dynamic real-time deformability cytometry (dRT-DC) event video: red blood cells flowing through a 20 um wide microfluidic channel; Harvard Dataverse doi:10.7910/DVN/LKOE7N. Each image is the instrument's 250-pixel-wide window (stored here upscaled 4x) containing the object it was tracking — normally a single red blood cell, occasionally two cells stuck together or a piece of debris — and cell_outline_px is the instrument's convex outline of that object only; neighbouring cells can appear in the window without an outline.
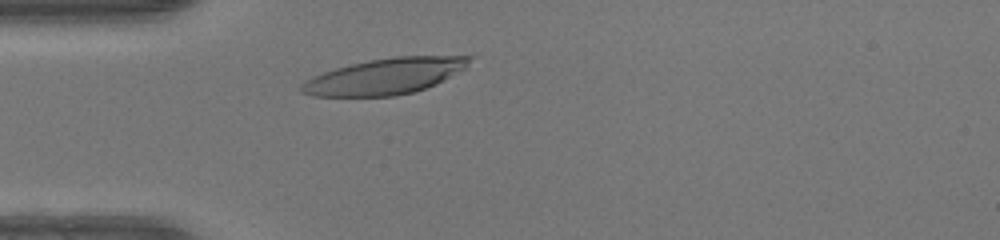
{"species": "human", "species_latin": "Homo sapiens", "temperature_condition": "warm", "stored_images_in_passage": 31, "camera_frame_rate_fps": 3000, "um_per_image_px": 0.085, "donor": {"sex": "female"}, "frame": {"image": 1, "passage_image": 5, "time_ms": 1.333, "image_size_px": [1000, 240], "cell_outline_px": [[472, 56], [464, 68], [436, 84], [412, 92], [396, 96], [312, 96], [300, 92], [300, 84], [312, 76], [336, 68], [368, 60], [396, 56]], "centroid_in_image_um": [32.66, 6.49], "position_along_channel_um": 52.3, "area_um2": 34.8}}
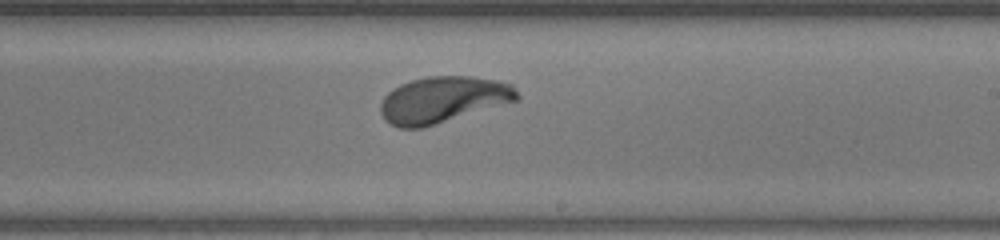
{"frame": {"image": 2, "passage_image": 20, "time_ms": 6.333, "image_size_px": [1000, 240], "cell_outline_px": [[520, 100], [436, 124], [420, 128], [400, 128], [384, 120], [380, 112], [380, 104], [384, 96], [392, 88], [400, 84], [412, 80], [428, 76], [472, 76], [496, 80], [512, 84], [516, 88], [520, 96]], "centroid_in_image_um": [37.67, 8.47], "position_along_channel_um": 251.3, "area_um2": 37.11}}
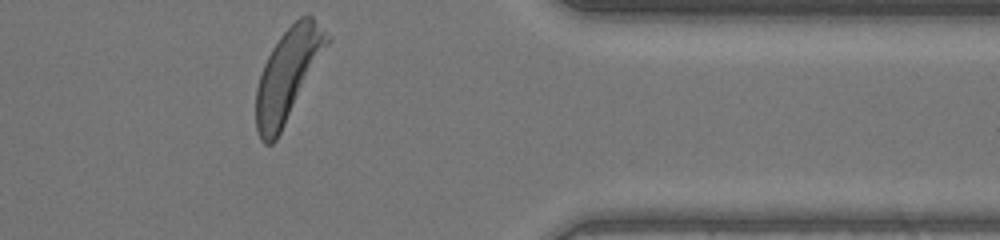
{"frame": {"image": 3, "passage_image": 31, "time_ms": 10.0, "image_size_px": [1000, 240], "cell_outline_px": [[332, 40], [276, 140], [272, 144], [264, 144], [260, 140], [256, 128], [256, 88], [264, 64], [272, 48], [280, 36], [300, 16], [308, 12], [332, 36]], "centroid_in_image_um": [24.5, 6.32], "position_along_channel_um": 386.9, "area_um2": 38.03}, "authors_computed_cell_mechanics": {"area_um2": 36.5296, "velocity_mm_per_s": 4.1917, "shape_relaxation_time_tau1_ms": 2.8027, "shape_relaxation_time_tau2_ms": 0.9122, "deformation_change_tau1": 0.2146, "deformation_change_tau2": 0.0824}}